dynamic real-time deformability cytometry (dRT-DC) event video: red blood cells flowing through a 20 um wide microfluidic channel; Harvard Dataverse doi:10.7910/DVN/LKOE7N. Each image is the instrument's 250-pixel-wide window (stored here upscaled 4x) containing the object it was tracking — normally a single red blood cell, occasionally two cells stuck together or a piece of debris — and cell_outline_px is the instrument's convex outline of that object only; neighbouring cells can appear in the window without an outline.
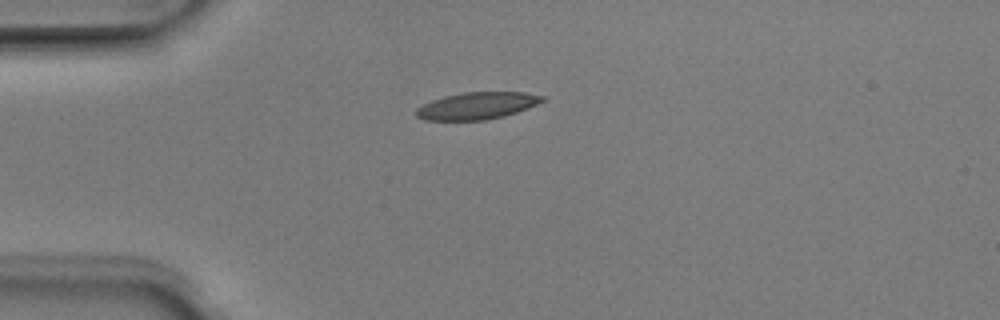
{"species": "Egyptian fruit bat (a non-hibernating species)", "species_latin": "Rousettus aegyptiacus", "temperature_condition": "room temperature", "stored_images_in_passage": 2, "camera_frame_rate_fps": 3000, "um_per_image_px": 0.085, "animal": {"sex": "male"}, "frame": {"image": 1, "passage_image": 1, "time_ms": 0.0, "image_size_px": [1000, 320], "cell_outline_px": [[544, 100], [528, 108], [504, 116], [484, 120], [424, 120], [416, 116], [416, 108], [432, 100], [444, 96], [464, 92], [524, 92], [544, 96]], "centroid_in_image_um": [40.53, 8.99], "position_along_channel_um": 44.5, "area_um2": 19.77}}
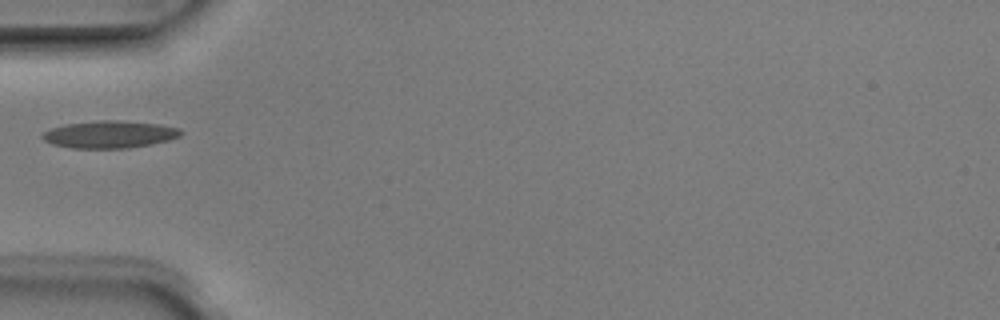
{"frame": {"image": 2, "passage_image": 2, "time_ms": 0.333, "image_size_px": [1000, 320], "cell_outline_px": [[184, 132], [180, 136], [168, 140], [152, 144], [128, 148], [72, 148], [52, 144], [44, 140], [40, 136], [44, 132], [52, 128], [64, 124], [100, 120], [124, 120], [160, 124], [180, 128]], "centroid_in_image_um": [9.34, 11.41], "position_along_channel_um": 75.7, "area_um2": 22.2}}